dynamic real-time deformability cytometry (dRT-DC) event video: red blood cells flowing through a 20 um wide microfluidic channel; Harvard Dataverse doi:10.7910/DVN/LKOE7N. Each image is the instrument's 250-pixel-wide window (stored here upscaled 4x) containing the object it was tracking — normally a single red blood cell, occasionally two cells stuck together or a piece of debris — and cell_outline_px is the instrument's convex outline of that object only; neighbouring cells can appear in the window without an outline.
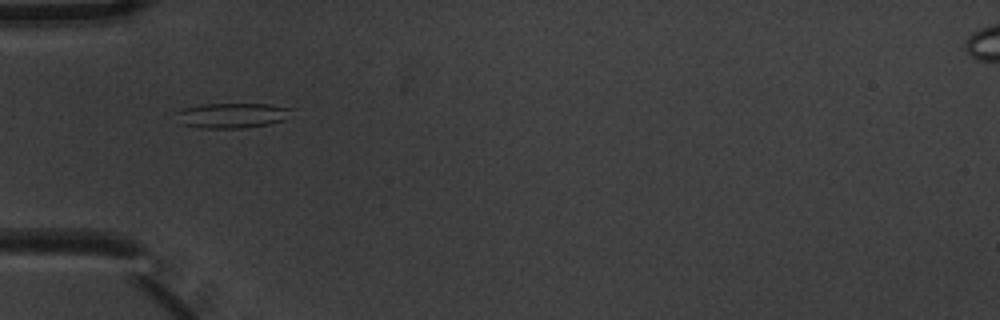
{"species": "common noctule bat (a hibernating species)", "species_latin": "Nyctalus noctula", "temperature_condition": "warm", "stored_images_in_passage": 6, "camera_frame_rate_fps": 3000, "um_per_image_px": 0.085, "animal": {"sex": "male", "body_mass_g": 20.1, "forearm_length_mm": 53.5}, "frame": {"image": 1, "passage_image": 1, "time_ms": 0.0, "image_size_px": [1000, 320], "cell_outline_px": [[292, 108], [284, 120], [268, 124], [244, 128], [200, 128], [180, 124], [172, 112], [184, 108], [200, 104], [268, 104]], "centroid_in_image_um": [19.62, 9.81], "position_along_channel_um": 65.4, "area_um2": 16.99}}
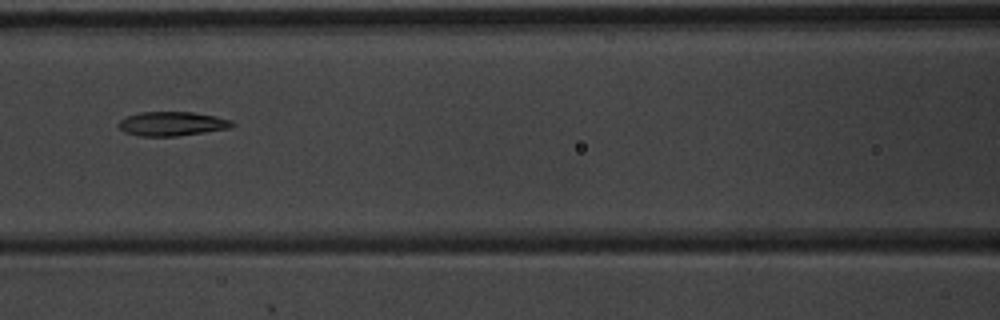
{"frame": {"image": 2, "passage_image": 3, "time_ms": 0.667, "image_size_px": [1000, 320], "cell_outline_px": [[236, 124], [228, 128], [204, 132], [176, 136], [140, 136], [124, 132], [116, 124], [120, 120], [128, 116], [140, 112], [192, 112], [216, 116], [232, 120]], "centroid_in_image_um": [14.61, 10.51], "position_along_channel_um": 152.0, "area_um2": 15.95}}
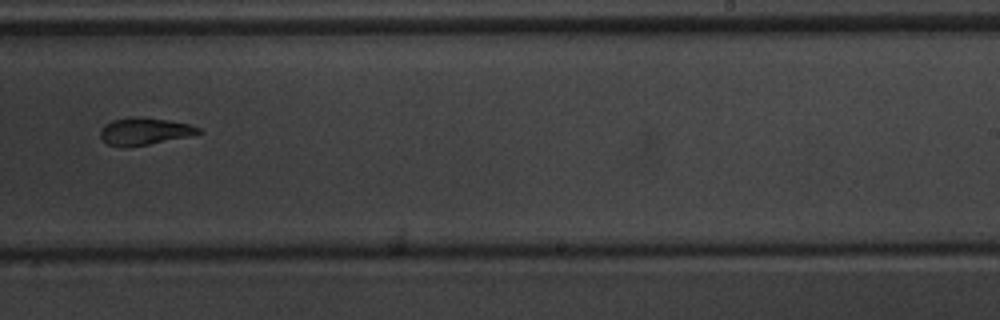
{"frame": {"image": 3, "passage_image": 6, "time_ms": 1.667, "image_size_px": [1000, 320], "cell_outline_px": [[204, 132], [188, 136], [148, 144], [108, 144], [100, 136], [100, 128], [104, 124], [112, 120], [132, 116], [140, 116], [168, 120], [188, 124], [200, 128]], "centroid_in_image_um": [12.3, 11.1], "position_along_channel_um": 276.7, "area_um2": 15.03}}